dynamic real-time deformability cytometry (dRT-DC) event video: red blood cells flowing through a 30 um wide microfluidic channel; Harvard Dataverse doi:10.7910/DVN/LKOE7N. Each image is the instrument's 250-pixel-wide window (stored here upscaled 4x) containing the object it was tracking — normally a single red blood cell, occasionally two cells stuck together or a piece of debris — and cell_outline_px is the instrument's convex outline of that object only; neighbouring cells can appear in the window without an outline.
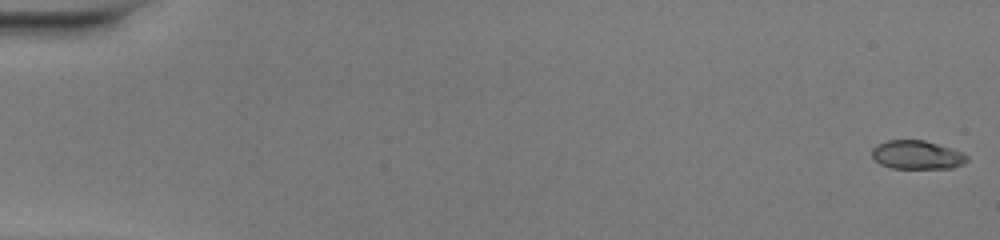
{"species": "common noctule bat (a hibernating species)", "species_latin": "Nyctalus noctula", "temperature_condition": "warm", "stored_images_in_passage": 50, "camera_frame_rate_fps": 3000, "um_per_image_px": 0.085, "animal": {"sex": "female", "body_mass_g": 20.0, "forearm_length_mm": 54.0}, "frame": {"image": 1, "passage_image": 1, "time_ms": 0.0, "image_size_px": [1000, 240], "cell_outline_px": [[968, 160], [964, 164], [952, 168], [892, 168], [880, 164], [872, 156], [872, 148], [876, 144], [888, 140], [924, 140], [964, 152], [968, 156]], "centroid_in_image_um": [77.96, 13.16], "position_along_channel_um": 7.0, "area_um2": 15.95}}
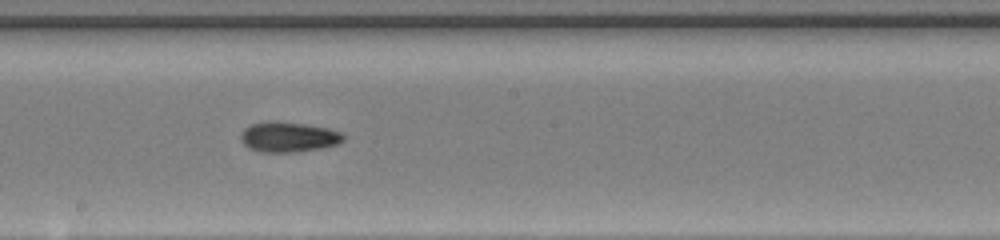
{"frame": {"image": 2, "passage_image": 29, "time_ms": 9.333, "image_size_px": [1000, 240], "cell_outline_px": [[344, 140], [336, 144], [320, 148], [292, 152], [260, 152], [248, 148], [240, 140], [240, 132], [244, 128], [252, 124], [268, 120], [276, 120], [304, 124], [328, 128], [340, 132], [344, 136]], "centroid_in_image_um": [24.45, 11.63], "position_along_channel_um": 223.7, "area_um2": 18.15}}
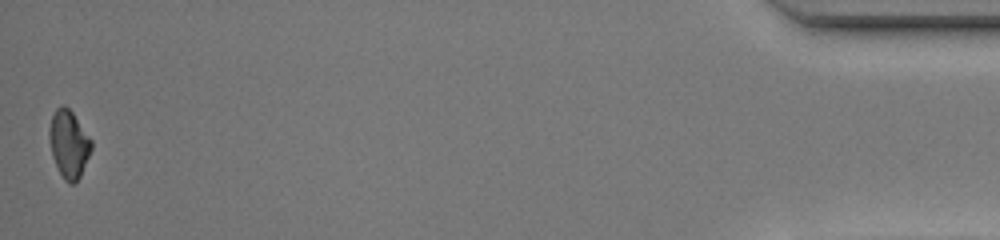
{"frame": {"image": 3, "passage_image": 50, "time_ms": 16.333, "image_size_px": [1000, 240], "cell_outline_px": [[92, 148], [80, 176], [72, 184], [68, 184], [64, 180], [52, 156], [48, 136], [48, 128], [52, 116], [56, 108], [64, 104], [72, 112], [92, 140]], "centroid_in_image_um": [5.83, 12.22], "position_along_channel_um": 429.4, "area_um2": 16.47}, "authors_computed_cell_mechanics": {"area_um2": 16.9065, "velocity_mm_per_s": 4.2044, "shape_relaxation_time_tau1_ms": 10.6361, "shape_relaxation_time_tau2_ms": 2.3522, "deformation_change_tau1": 0.3111, "deformation_change_tau2": 0.0676}}